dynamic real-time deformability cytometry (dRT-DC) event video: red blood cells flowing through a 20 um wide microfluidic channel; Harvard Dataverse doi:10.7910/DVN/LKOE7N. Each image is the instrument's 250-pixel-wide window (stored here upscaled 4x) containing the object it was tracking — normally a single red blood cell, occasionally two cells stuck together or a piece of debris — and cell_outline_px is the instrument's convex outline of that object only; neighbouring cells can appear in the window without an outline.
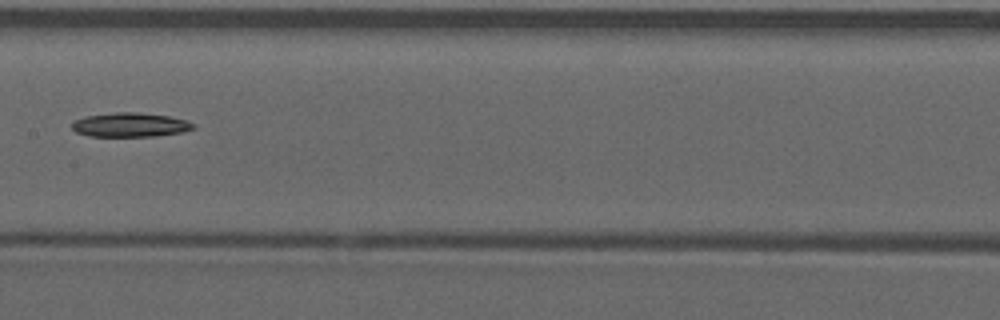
{"species": "common noctule bat (a hibernating species)", "species_latin": "Nyctalus noctula", "temperature_condition": "warm", "stored_images_in_passage": 7, "camera_frame_rate_fps": 3000, "um_per_image_px": 0.085, "animal": {"sex": "male", "forearm_length_mm": 52.5}, "frame": {"image": 1, "passage_image": 6, "time_ms": 1.667, "image_size_px": [1000, 320], "cell_outline_px": [[196, 128], [184, 132], [152, 136], [88, 136], [76, 132], [72, 128], [72, 120], [84, 116], [116, 112], [136, 112], [168, 116], [188, 120], [196, 124]], "centroid_in_image_um": [11.08, 10.61], "position_along_channel_um": 196.3, "area_um2": 17.28}}
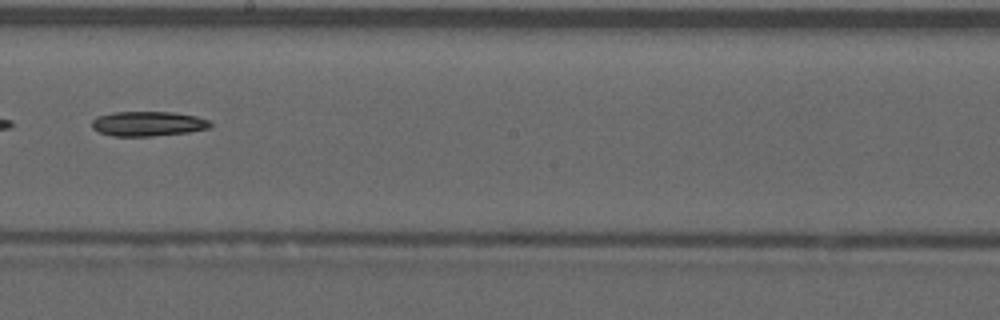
{"frame": {"image": 2, "passage_image": 7, "time_ms": 2.0, "image_size_px": [1000, 320], "cell_outline_px": [[212, 128], [188, 132], [152, 136], [112, 136], [100, 132], [92, 128], [92, 120], [96, 116], [112, 112], [172, 112], [196, 116], [208, 120], [212, 124]], "centroid_in_image_um": [12.57, 10.51], "position_along_channel_um": 235.6, "area_um2": 17.17}}